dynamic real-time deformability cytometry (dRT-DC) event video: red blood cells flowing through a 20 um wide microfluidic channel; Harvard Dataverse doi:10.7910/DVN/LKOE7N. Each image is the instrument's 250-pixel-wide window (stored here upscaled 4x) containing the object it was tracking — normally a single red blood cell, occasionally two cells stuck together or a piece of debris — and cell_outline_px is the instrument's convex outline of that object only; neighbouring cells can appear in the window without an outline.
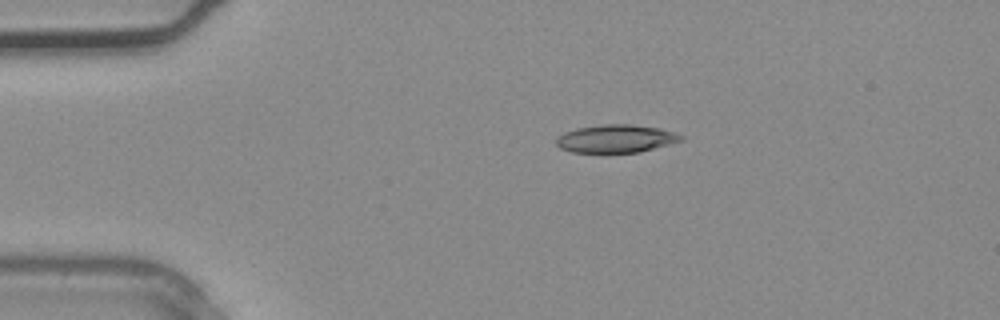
{"species": "common noctule bat (a hibernating species)", "species_latin": "Nyctalus noctula", "temperature_condition": "warm", "stored_images_in_passage": 1, "camera_frame_rate_fps": 3000, "um_per_image_px": 0.085, "animal": {"sex": "male", "body_mass_g": 20.4}, "frame": {"image": 1, "passage_image": 1, "time_ms": 0.0, "image_size_px": [1000, 320], "cell_outline_px": [[684, 140], [640, 152], [572, 152], [560, 148], [556, 144], [556, 136], [564, 132], [576, 128], [604, 124], [628, 124], [660, 128], [684, 136]], "centroid_in_image_um": [52.34, 11.78], "position_along_channel_um": 32.7, "area_um2": 20.29}}